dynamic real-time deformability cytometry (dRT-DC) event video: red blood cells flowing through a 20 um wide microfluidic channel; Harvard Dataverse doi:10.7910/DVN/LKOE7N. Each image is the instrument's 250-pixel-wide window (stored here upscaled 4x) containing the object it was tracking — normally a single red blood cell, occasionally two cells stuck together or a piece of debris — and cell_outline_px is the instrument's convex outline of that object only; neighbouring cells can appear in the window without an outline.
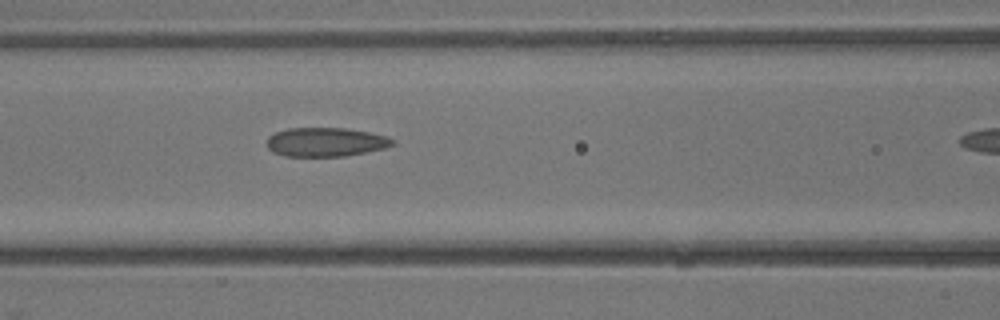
{"species": "common noctule bat (a hibernating species)", "species_latin": "Nyctalus noctula", "temperature_condition": "warm", "stored_images_in_passage": 8, "segment_of_instrument_passage": [1, 2], "camera_frame_rate_fps": 3000, "um_per_image_px": 0.085, "animal": {"sex": "male", "body_mass_g": 13.3}, "frame": {"image": 1, "passage_image": 7, "time_ms": 2.0, "image_size_px": [1000, 320], "cell_outline_px": [[396, 144], [384, 148], [344, 156], [284, 156], [272, 152], [268, 148], [268, 136], [276, 132], [288, 128], [344, 128], [368, 132], [384, 136], [396, 140]], "centroid_in_image_um": [27.67, 12.07], "position_along_channel_um": 138.9, "area_um2": 21.1}}